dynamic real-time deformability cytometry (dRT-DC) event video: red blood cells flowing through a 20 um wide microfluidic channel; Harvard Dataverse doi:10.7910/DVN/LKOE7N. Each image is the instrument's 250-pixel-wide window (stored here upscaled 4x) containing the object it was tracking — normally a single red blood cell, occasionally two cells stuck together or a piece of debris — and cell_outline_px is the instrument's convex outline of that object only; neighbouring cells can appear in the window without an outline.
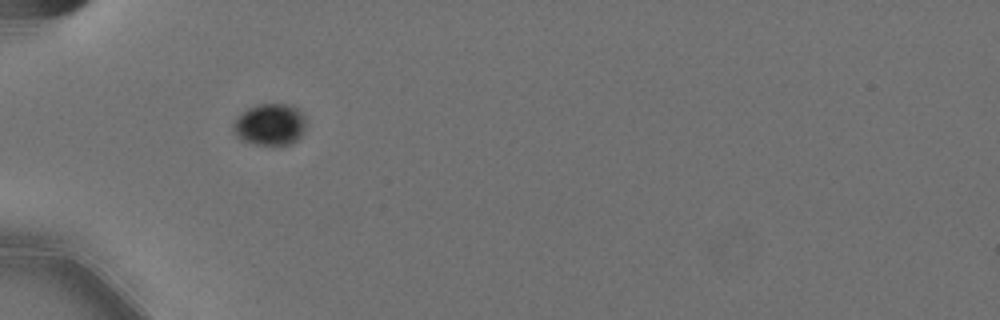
{"species": "Egyptian fruit bat (a non-hibernating species)", "species_latin": "Rousettus aegyptiacus", "temperature_condition": "cold", "stored_images_in_passage": 3, "camera_frame_rate_fps": 3000, "um_per_image_px": 0.085, "animal": {"sex": "female"}, "frame": {"image": 1, "passage_image": 1, "time_ms": 0.0, "image_size_px": [1000, 320], "cell_outline_px": [[304, 132], [292, 144], [276, 148], [272, 148], [252, 144], [236, 136], [232, 128], [232, 124], [248, 108], [260, 104], [284, 104], [296, 108], [304, 116]], "centroid_in_image_um": [22.95, 10.66], "position_along_channel_um": 62.1, "area_um2": 17.92}}